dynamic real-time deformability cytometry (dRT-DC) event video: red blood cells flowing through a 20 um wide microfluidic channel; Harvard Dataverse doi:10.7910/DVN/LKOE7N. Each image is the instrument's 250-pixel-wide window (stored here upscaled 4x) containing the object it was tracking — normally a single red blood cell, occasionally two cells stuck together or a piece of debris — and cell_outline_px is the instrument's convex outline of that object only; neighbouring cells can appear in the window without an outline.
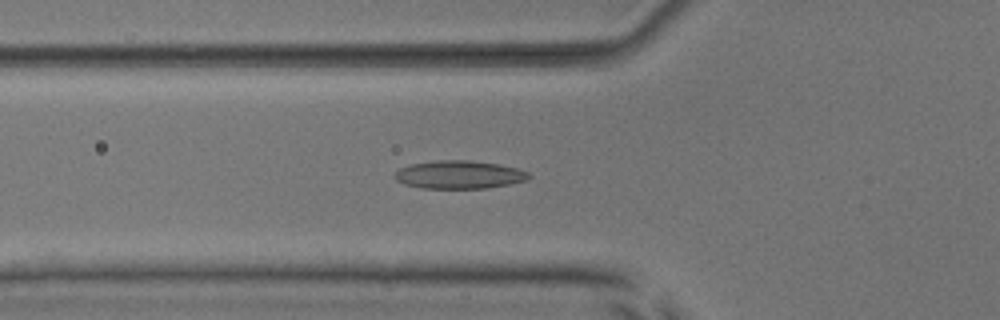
{"species": "common noctule bat (a hibernating species)", "species_latin": "Nyctalus noctula", "temperature_condition": "room temperature", "stored_images_in_passage": 51, "camera_frame_rate_fps": 3000, "um_per_image_px": 0.085, "animal": {"sex": "male", "body_mass_g": 17.9, "forearm_length_mm": 54.2}, "frame": {"image": 1, "passage_image": 17, "time_ms": 5.333, "image_size_px": [1000, 320], "cell_outline_px": [[532, 176], [528, 180], [488, 188], [420, 188], [404, 184], [396, 180], [392, 176], [400, 168], [412, 164], [436, 160], [468, 160], [500, 164], [516, 168], [528, 172]], "centroid_in_image_um": [39.03, 14.85], "position_along_channel_um": 86.8, "area_um2": 22.02}}
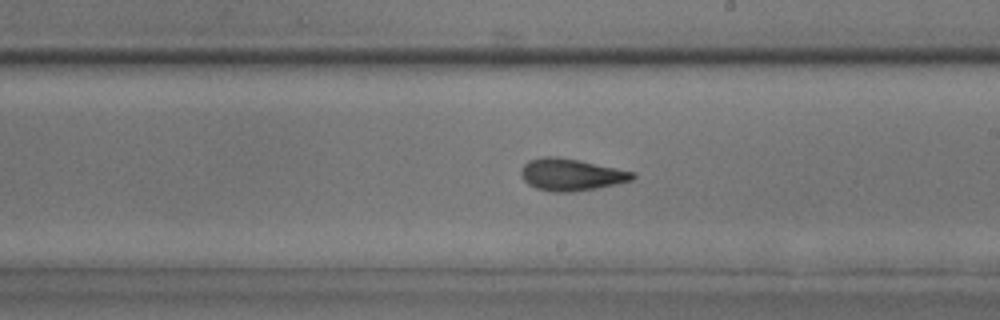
{"frame": {"image": 2, "passage_image": 29, "time_ms": 9.333, "image_size_px": [1000, 320], "cell_outline_px": [[636, 176], [632, 180], [616, 184], [596, 188], [572, 192], [556, 192], [536, 188], [528, 184], [520, 176], [520, 168], [528, 160], [540, 156], [556, 156], [580, 160], [636, 172]], "centroid_in_image_um": [48.52, 14.83], "position_along_channel_um": 240.5, "area_um2": 21.04}}
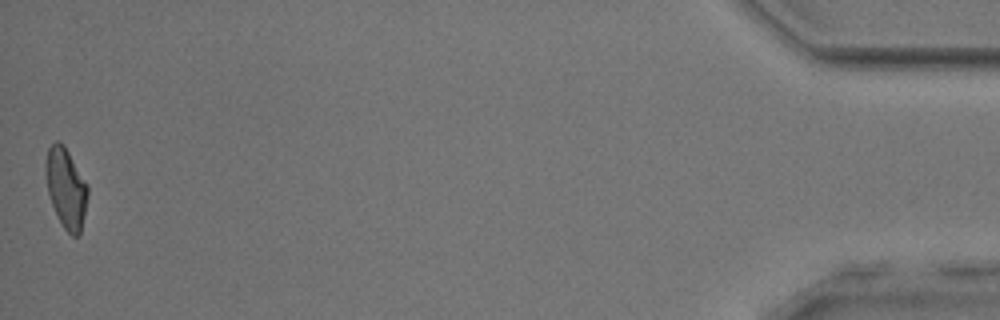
{"frame": {"image": 3, "passage_image": 51, "time_ms": 16.667, "image_size_px": [1000, 320], "cell_outline_px": [[88, 196], [80, 236], [72, 236], [64, 228], [52, 204], [48, 192], [44, 172], [44, 164], [48, 148], [56, 140], [60, 140], [64, 144], [88, 184]], "centroid_in_image_um": [5.61, 15.94], "position_along_channel_um": 429.6, "area_um2": 19.83}, "authors_computed_cell_mechanics": {"area_um2": 20.23, "velocity_mm_per_s": 3.8464, "shape_relaxation_time_tau1_ms": 6.9311, "shape_relaxation_time_tau2_ms": 2.1722, "deformation_change_tau1": 0.1851, "deformation_change_tau2": 0.0949}}